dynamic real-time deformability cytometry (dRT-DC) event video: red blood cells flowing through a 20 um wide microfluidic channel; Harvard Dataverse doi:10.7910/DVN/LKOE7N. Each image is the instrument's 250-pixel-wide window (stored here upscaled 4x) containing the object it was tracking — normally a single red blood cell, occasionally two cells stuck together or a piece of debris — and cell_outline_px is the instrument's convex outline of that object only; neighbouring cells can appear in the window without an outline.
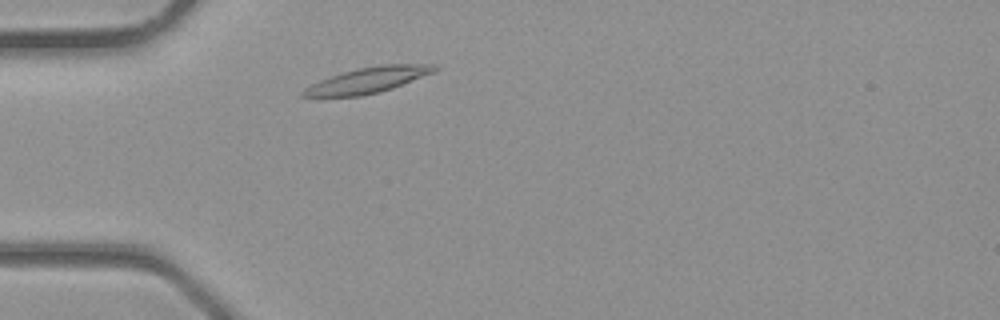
{"species": "common noctule bat (a hibernating species)", "species_latin": "Nyctalus noctula", "temperature_condition": "room temperature", "stored_images_in_passage": 31, "camera_frame_rate_fps": 3000, "um_per_image_px": 0.085, "animal": {"sex": "male", "body_mass_g": 23.1, "forearm_length_mm": 52.7}, "frame": {"image": 1, "passage_image": 4, "time_ms": 1.0, "image_size_px": [1000, 320], "cell_outline_px": [[440, 68], [436, 72], [392, 88], [380, 92], [360, 96], [300, 96], [300, 92], [304, 88], [320, 80], [344, 72], [360, 68], [380, 64], [436, 64]], "centroid_in_image_um": [31.34, 6.8], "position_along_channel_um": 53.7, "area_um2": 19.54}}
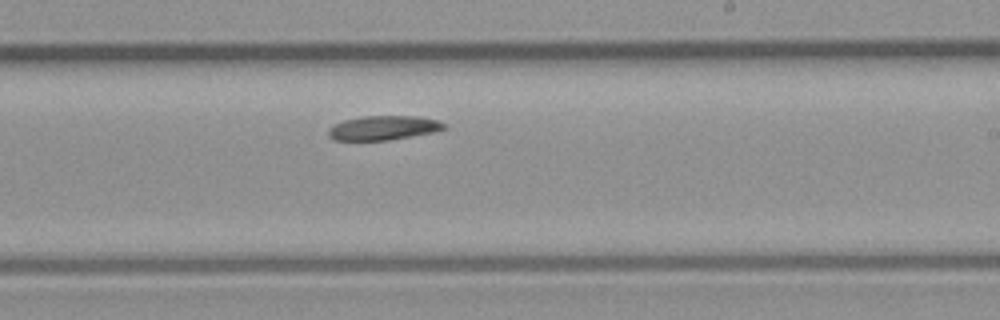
{"frame": {"image": 2, "passage_image": 16, "time_ms": 5.0, "image_size_px": [1000, 320], "cell_outline_px": [[448, 128], [436, 132], [388, 140], [332, 140], [328, 136], [328, 128], [344, 120], [364, 116], [416, 116], [436, 120], [444, 124]], "centroid_in_image_um": [32.59, 10.87], "position_along_channel_um": 256.4, "area_um2": 16.36}}
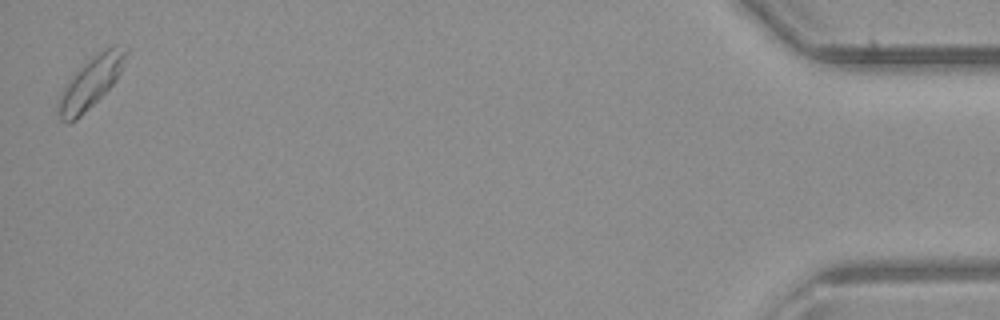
{"frame": {"image": 3, "passage_image": 31, "time_ms": 10.0, "image_size_px": [1000, 320], "cell_outline_px": [[128, 52], [120, 72], [116, 80], [76, 120], [68, 124], [60, 120], [56, 108], [56, 104], [60, 92], [68, 80], [96, 52], [112, 44], [128, 48]], "centroid_in_image_um": [7.67, 7.0], "position_along_channel_um": 427.5, "area_um2": 20.06}}